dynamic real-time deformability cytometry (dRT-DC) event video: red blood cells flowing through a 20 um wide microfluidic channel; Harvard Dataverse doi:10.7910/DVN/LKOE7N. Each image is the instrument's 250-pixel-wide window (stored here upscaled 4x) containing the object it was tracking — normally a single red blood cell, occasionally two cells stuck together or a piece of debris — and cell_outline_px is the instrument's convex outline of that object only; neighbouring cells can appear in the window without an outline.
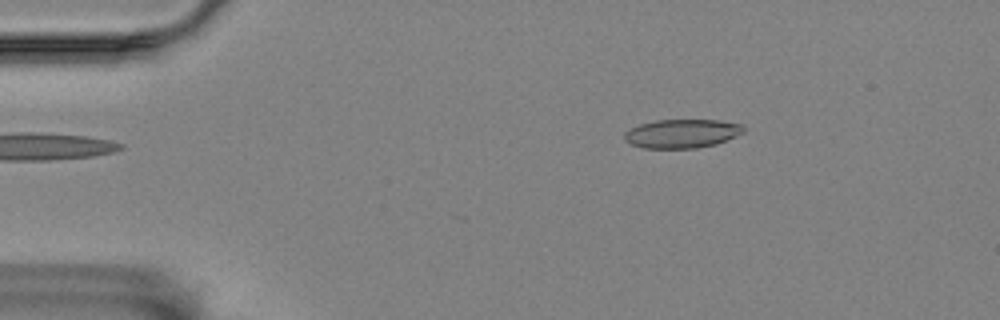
{"species": "Egyptian fruit bat (a non-hibernating species)", "species_latin": "Rousettus aegyptiacus", "temperature_condition": "room temperature", "stored_images_in_passage": 3, "camera_frame_rate_fps": 3000, "um_per_image_px": 0.085, "animal": {"sex": "female"}, "frame": {"image": 1, "passage_image": 3, "time_ms": 2.333, "image_size_px": [1000, 320], "cell_outline_px": [[744, 132], [736, 136], [716, 144], [696, 148], [644, 148], [628, 144], [624, 140], [624, 132], [640, 124], [656, 120], [720, 120], [744, 124]], "centroid_in_image_um": [57.97, 11.35], "position_along_channel_um": 27.0, "area_um2": 20.11}}